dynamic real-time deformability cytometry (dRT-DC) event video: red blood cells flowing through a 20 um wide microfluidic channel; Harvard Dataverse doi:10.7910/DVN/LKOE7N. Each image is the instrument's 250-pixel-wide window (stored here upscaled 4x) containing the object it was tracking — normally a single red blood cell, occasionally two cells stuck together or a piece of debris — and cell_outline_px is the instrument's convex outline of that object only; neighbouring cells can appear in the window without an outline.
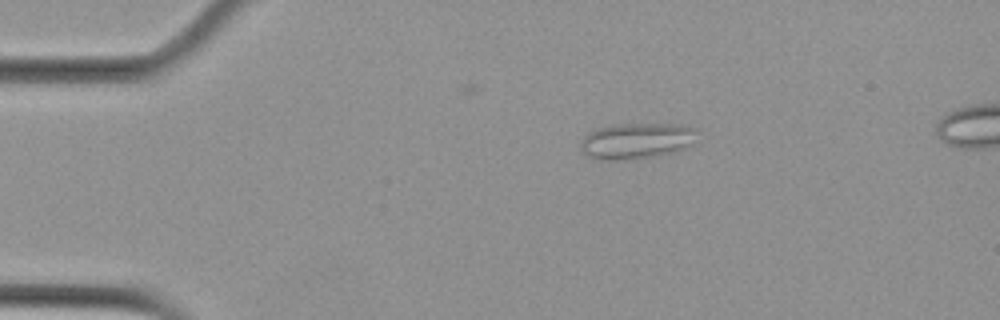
{"species": "Egyptian fruit bat (a non-hibernating species)", "species_latin": "Rousettus aegyptiacus", "temperature_condition": "cold", "stored_images_in_passage": 7, "camera_frame_rate_fps": 3000, "um_per_image_px": 0.085, "animal": {"sex": "female"}, "frame": {"image": 1, "passage_image": 4, "time_ms": 3.333, "image_size_px": [1000, 320], "cell_outline_px": [[696, 132], [692, 144], [688, 148], [672, 152], [636, 160], [600, 160], [588, 156], [580, 148], [580, 144], [584, 136], [588, 132], [596, 128], [612, 124], [680, 124], [696, 128]], "centroid_in_image_um": [54.09, 11.97], "position_along_channel_um": 30.9, "area_um2": 24.74}}